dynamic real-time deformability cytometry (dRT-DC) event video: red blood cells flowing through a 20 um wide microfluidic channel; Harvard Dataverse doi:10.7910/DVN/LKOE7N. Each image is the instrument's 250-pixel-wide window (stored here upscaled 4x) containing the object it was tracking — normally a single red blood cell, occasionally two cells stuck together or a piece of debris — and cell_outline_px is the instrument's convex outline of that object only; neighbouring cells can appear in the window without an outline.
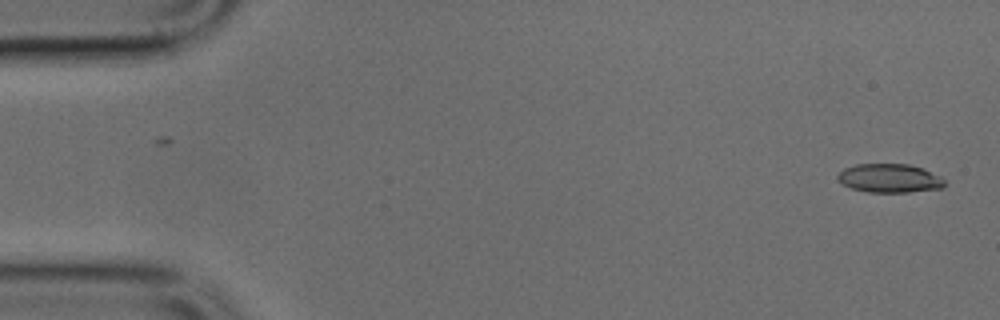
{"species": "common noctule bat (a hibernating species)", "species_latin": "Nyctalus noctula", "temperature_condition": "cold", "stored_images_in_passage": 2, "camera_frame_rate_fps": 3000, "um_per_image_px": 0.085, "animal": {"sex": "male", "body_mass_g": 17.9, "forearm_length_mm": 54.2}, "frame": {"image": 1, "passage_image": 2, "time_ms": 0.333, "image_size_px": [1000, 320], "cell_outline_px": [[944, 188], [908, 192], [868, 192], [852, 188], [844, 184], [836, 176], [844, 168], [856, 164], [908, 164], [920, 168], [940, 176], [944, 180]], "centroid_in_image_um": [75.61, 15.15], "position_along_channel_um": 9.4, "area_um2": 17.69}}